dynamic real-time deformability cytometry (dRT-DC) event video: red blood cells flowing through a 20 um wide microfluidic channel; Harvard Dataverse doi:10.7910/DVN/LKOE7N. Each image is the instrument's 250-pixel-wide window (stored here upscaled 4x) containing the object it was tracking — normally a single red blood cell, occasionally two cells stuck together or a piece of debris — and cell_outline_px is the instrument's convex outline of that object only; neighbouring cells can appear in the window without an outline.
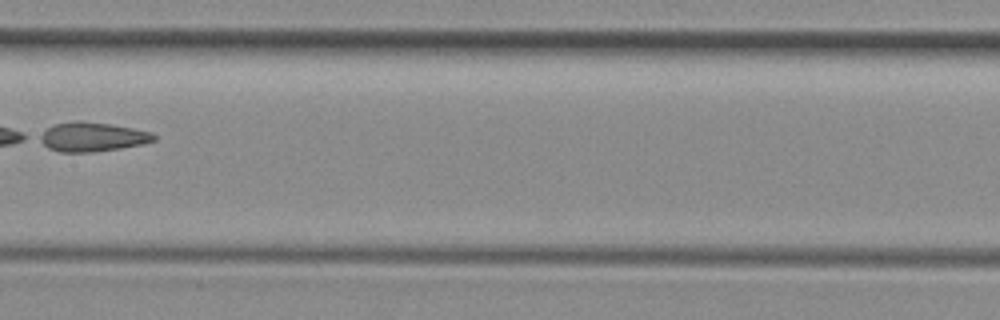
{"species": "common noctule bat (a hibernating species)", "species_latin": "Nyctalus noctula", "temperature_condition": "room temperature", "stored_images_in_passage": 8, "camera_frame_rate_fps": 3000, "um_per_image_px": 0.085, "animal": {"sex": "female", "body_mass_g": 29.2, "forearm_length_mm": 56.3}, "frame": {"image": 1, "passage_image": 7, "time_ms": 2.0, "image_size_px": [1000, 320], "cell_outline_px": [[156, 140], [144, 144], [120, 148], [92, 152], [60, 152], [48, 148], [36, 140], [36, 136], [48, 128], [56, 124], [76, 120], [80, 120], [112, 124], [152, 132], [156, 136]], "centroid_in_image_um": [7.81, 11.63], "position_along_channel_um": 199.6, "area_um2": 19.71}}
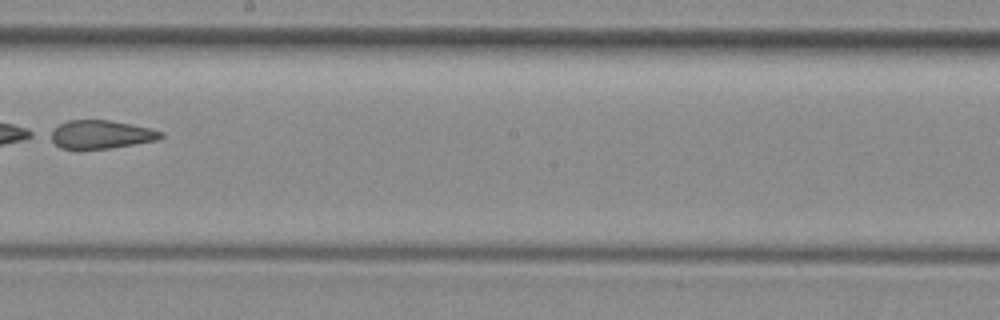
{"frame": {"image": 2, "passage_image": 8, "time_ms": 2.333, "image_size_px": [1000, 320], "cell_outline_px": [[164, 136], [160, 140], [108, 148], [60, 148], [44, 136], [44, 132], [68, 120], [112, 120], [152, 128], [164, 132]], "centroid_in_image_um": [8.52, 11.41], "position_along_channel_um": 239.7, "area_um2": 18.73}}